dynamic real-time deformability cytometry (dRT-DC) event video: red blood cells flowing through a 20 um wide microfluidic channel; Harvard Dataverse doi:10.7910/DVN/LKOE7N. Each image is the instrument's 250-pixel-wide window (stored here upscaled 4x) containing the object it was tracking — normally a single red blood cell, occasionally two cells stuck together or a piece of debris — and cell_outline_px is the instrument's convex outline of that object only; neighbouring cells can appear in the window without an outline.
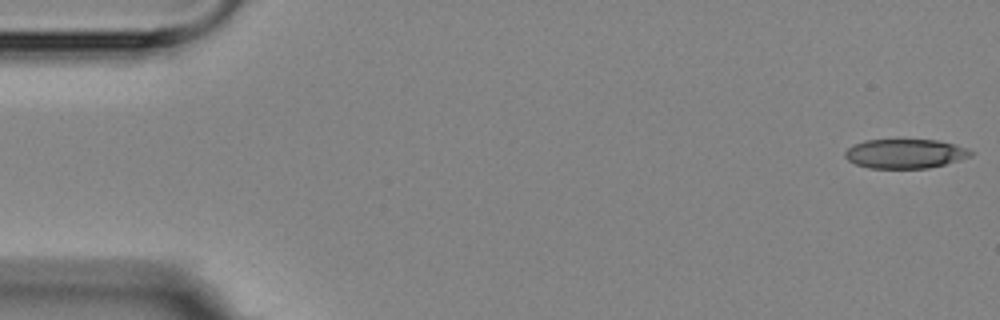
{"species": "Egyptian fruit bat (a non-hibernating species)", "species_latin": "Rousettus aegyptiacus", "temperature_condition": "room temperature", "stored_images_in_passage": 5, "camera_frame_rate_fps": 3000, "um_per_image_px": 0.085, "animal": {"sex": "female"}, "frame": {"image": 1, "passage_image": 1, "time_ms": 0.0, "image_size_px": [1000, 320], "cell_outline_px": [[976, 152], [972, 156], [960, 160], [928, 168], [868, 168], [856, 164], [848, 160], [844, 156], [844, 152], [852, 144], [864, 140], [936, 140], [956, 144], [968, 148]], "centroid_in_image_um": [76.96, 13.06], "position_along_channel_um": 8.0, "area_um2": 21.68}}
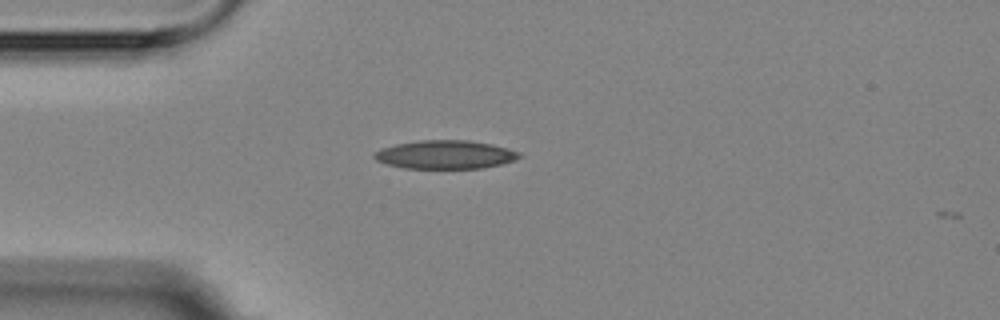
{"frame": {"image": 2, "passage_image": 4, "time_ms": 4.333, "image_size_px": [1000, 320], "cell_outline_px": [[524, 156], [500, 164], [484, 168], [404, 168], [388, 164], [376, 160], [372, 156], [372, 152], [380, 148], [396, 144], [420, 140], [468, 140], [492, 144], [508, 148], [520, 152]], "centroid_in_image_um": [37.83, 13.13], "position_along_channel_um": 47.2, "area_um2": 24.16}}